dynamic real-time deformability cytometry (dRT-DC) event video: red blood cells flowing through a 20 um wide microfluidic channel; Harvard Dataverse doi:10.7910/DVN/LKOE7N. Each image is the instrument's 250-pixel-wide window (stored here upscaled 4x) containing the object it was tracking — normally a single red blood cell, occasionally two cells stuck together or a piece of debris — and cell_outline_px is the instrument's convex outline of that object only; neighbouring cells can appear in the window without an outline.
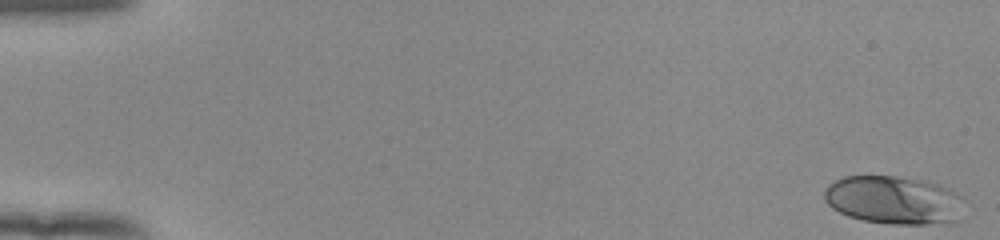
{"species": "human", "species_latin": "Homo sapiens", "temperature_condition": "room temperature", "stored_images_in_passage": 53, "camera_frame_rate_fps": 3000, "um_per_image_px": 0.085, "donor": {"sex": "female"}, "frame": {"image": 1, "passage_image": 1, "time_ms": 0.0, "image_size_px": [1000, 240], "cell_outline_px": [[968, 200], [964, 220], [948, 224], [892, 224], [864, 220], [848, 216], [832, 208], [824, 200], [824, 188], [828, 184], [844, 176], [896, 176], [924, 180], [952, 188], [964, 196]], "centroid_in_image_um": [76.14, 17.02], "position_along_channel_um": 8.9, "area_um2": 40.86}}
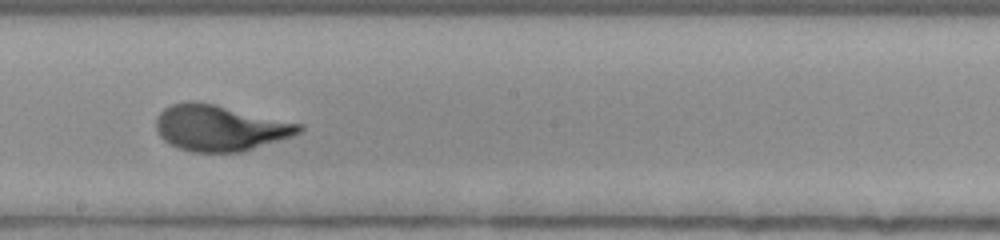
{"frame": {"image": 2, "passage_image": 31, "time_ms": 10.0, "image_size_px": [1000, 240], "cell_outline_px": [[304, 128], [300, 132], [292, 136], [244, 152], [192, 152], [168, 144], [160, 136], [156, 128], [156, 116], [164, 108], [172, 104], [184, 100], [196, 100], [216, 104], [304, 124]], "centroid_in_image_um": [18.69, 10.86], "position_along_channel_um": 229.5, "area_um2": 38.78}}
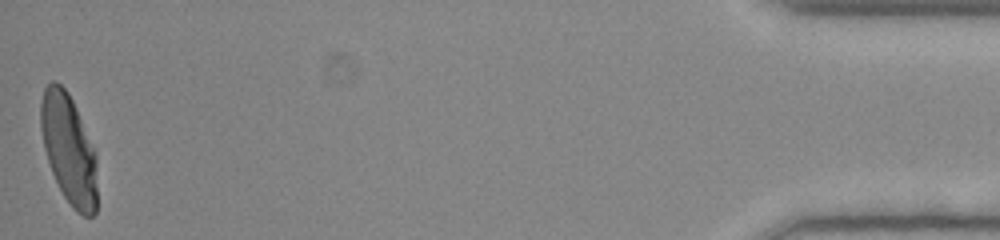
{"frame": {"image": 3, "passage_image": 53, "time_ms": 17.333, "image_size_px": [1000, 240], "cell_outline_px": [[96, 212], [92, 216], [84, 216], [76, 212], [72, 208], [64, 196], [52, 172], [44, 148], [40, 128], [40, 104], [44, 88], [52, 80], [56, 80], [68, 92], [76, 108], [96, 156]], "centroid_in_image_um": [5.82, 12.67], "position_along_channel_um": 429.4, "area_um2": 35.72}, "authors_computed_cell_mechanics": {"area_um2": 37.281, "velocity_mm_per_s": 3.8967, "shape_relaxation_time_tau1_ms": 3.9039, "shape_relaxation_time_tau2_ms": null, "deformation_change_tau1": 0.2086, "deformation_change_tau2": null}}